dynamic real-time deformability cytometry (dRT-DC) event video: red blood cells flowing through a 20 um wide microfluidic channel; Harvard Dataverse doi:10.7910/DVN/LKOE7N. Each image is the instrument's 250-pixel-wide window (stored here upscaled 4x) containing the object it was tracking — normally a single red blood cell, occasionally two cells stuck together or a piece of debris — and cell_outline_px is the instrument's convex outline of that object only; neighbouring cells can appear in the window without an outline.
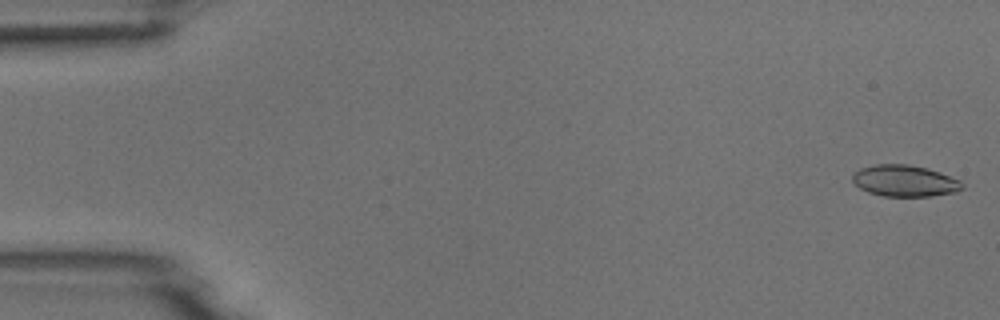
{"species": "common noctule bat (a hibernating species)", "species_latin": "Nyctalus noctula", "temperature_condition": "room temperature", "stored_images_in_passage": 53, "camera_frame_rate_fps": 3000, "um_per_image_px": 0.085, "animal": {"sex": "male", "body_mass_g": 18.8}, "frame": {"image": 1, "passage_image": 1, "time_ms": 0.0, "image_size_px": [1000, 320], "cell_outline_px": [[964, 188], [956, 192], [932, 196], [884, 196], [868, 192], [860, 188], [852, 180], [852, 172], [860, 168], [876, 164], [908, 164], [928, 168], [940, 172], [960, 180], [964, 184]], "centroid_in_image_um": [76.91, 15.36], "position_along_channel_um": 8.1, "area_um2": 20.29}}
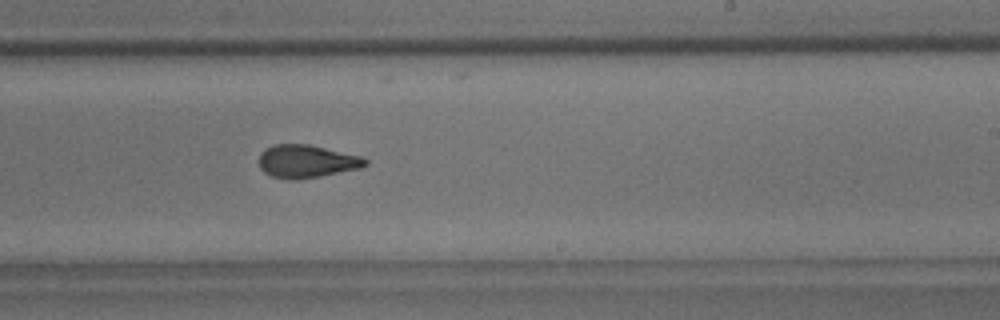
{"frame": {"image": 2, "passage_image": 32, "time_ms": 10.333, "image_size_px": [1000, 320], "cell_outline_px": [[368, 164], [360, 168], [320, 176], [296, 180], [288, 180], [272, 176], [264, 172], [260, 168], [260, 152], [264, 148], [272, 144], [308, 144], [364, 156], [368, 160]], "centroid_in_image_um": [26.07, 13.7], "position_along_channel_um": 262.9, "area_um2": 20.63}}
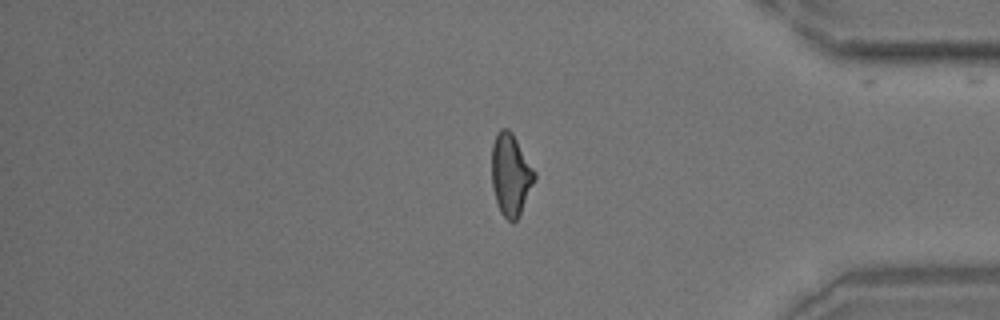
{"frame": {"image": 3, "passage_image": 44, "time_ms": 14.333, "image_size_px": [1000, 320], "cell_outline_px": [[536, 180], [516, 220], [512, 224], [500, 212], [492, 188], [492, 144], [496, 132], [500, 128], [508, 128], [512, 132], [536, 172]], "centroid_in_image_um": [43.41, 14.82], "position_along_channel_um": 391.8, "area_um2": 20.52}}